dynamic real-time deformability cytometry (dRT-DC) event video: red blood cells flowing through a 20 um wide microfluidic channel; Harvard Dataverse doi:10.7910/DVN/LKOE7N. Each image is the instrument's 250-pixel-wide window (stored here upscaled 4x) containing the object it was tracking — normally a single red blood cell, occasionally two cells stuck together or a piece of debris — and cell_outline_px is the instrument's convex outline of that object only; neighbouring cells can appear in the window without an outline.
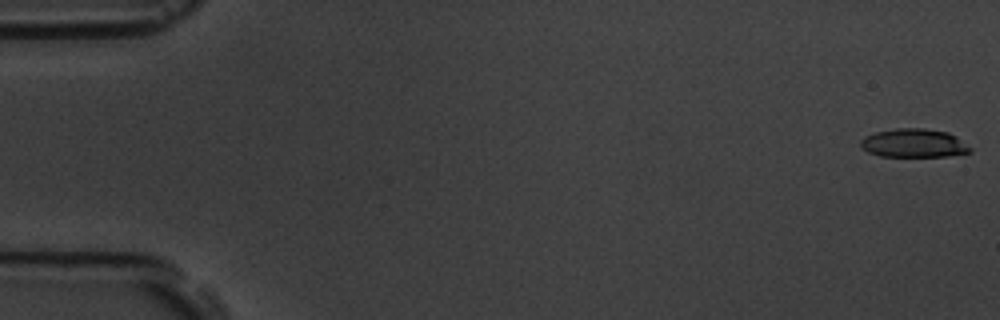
{"species": "common noctule bat (a hibernating species)", "species_latin": "Nyctalus noctula", "temperature_condition": "room temperature", "stored_images_in_passage": 6, "camera_frame_rate_fps": 3000, "um_per_image_px": 0.085, "animal": {"sex": "male", "body_mass_g": 19.5, "forearm_length_mm": 54.6}, "frame": {"image": 1, "passage_image": 1, "time_ms": 0.0, "image_size_px": [1000, 320], "cell_outline_px": [[972, 152], [948, 156], [880, 156], [868, 152], [860, 144], [860, 140], [864, 136], [876, 132], [896, 128], [924, 128], [948, 132], [956, 136], [972, 148]], "centroid_in_image_um": [77.69, 12.16], "position_along_channel_um": 7.3, "area_um2": 18.26}}
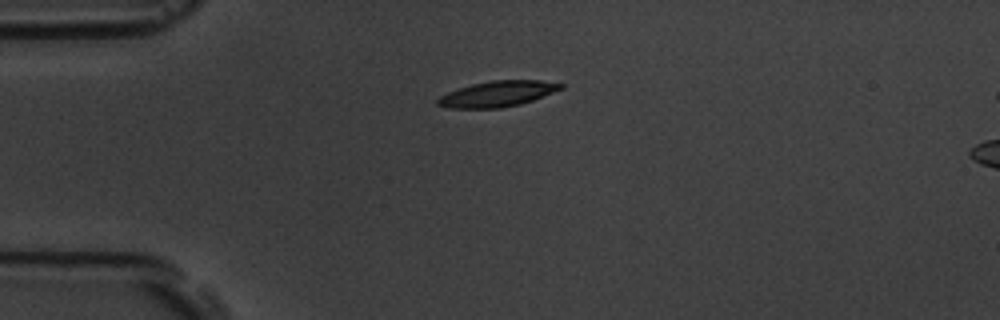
{"frame": {"image": 2, "passage_image": 6, "time_ms": 7.0, "image_size_px": [1000, 320], "cell_outline_px": [[564, 88], [532, 100], [520, 104], [500, 108], [448, 108], [436, 104], [436, 100], [440, 96], [448, 92], [472, 84], [492, 80], [540, 80], [564, 84]], "centroid_in_image_um": [42.28, 7.98], "position_along_channel_um": 42.7, "area_um2": 18.32}}